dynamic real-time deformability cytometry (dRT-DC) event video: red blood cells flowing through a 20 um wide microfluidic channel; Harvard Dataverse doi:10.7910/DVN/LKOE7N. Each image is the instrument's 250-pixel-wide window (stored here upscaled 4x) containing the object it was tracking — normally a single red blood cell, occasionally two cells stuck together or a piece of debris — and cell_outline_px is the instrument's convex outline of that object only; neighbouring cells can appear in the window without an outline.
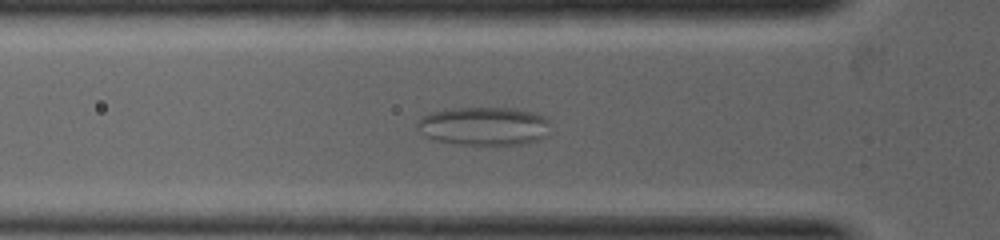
{"species": "common noctule bat (a hibernating species)", "species_latin": "Nyctalus noctula", "temperature_condition": "warm", "stored_images_in_passage": 23, "camera_frame_rate_fps": 5000, "um_per_image_px": 0.085, "animal": {"sex": "female", "body_mass_g": 19.0, "forearm_length_mm": 53.3}, "frame": {"image": 1, "passage_image": 9, "time_ms": 2.0, "image_size_px": [1000, 240], "cell_outline_px": [[548, 120], [544, 136], [528, 144], [460, 144], [432, 140], [424, 136], [416, 128], [416, 124], [424, 116], [432, 112], [444, 108], [516, 108], [536, 112], [544, 116]], "centroid_in_image_um": [41.09, 10.71], "position_along_channel_um": 84.7, "area_um2": 29.82}}
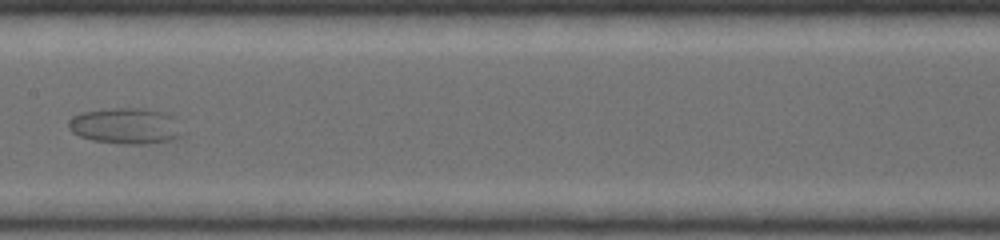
{"frame": {"image": 2, "passage_image": 14, "time_ms": 3.6, "image_size_px": [1000, 240], "cell_outline_px": [[188, 132], [172, 140], [144, 144], [128, 144], [92, 140], [80, 136], [72, 132], [68, 128], [68, 120], [72, 116], [80, 112], [112, 108], [144, 108], [164, 112], [176, 116]], "centroid_in_image_um": [10.78, 10.69], "position_along_channel_um": 196.6, "area_um2": 24.57}}
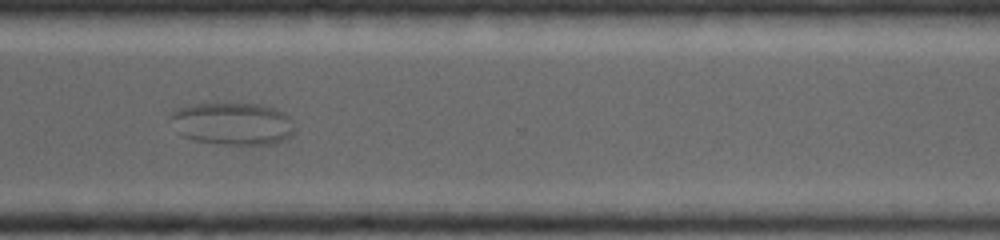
{"frame": {"image": 3, "passage_image": 22, "time_ms": 5.8, "image_size_px": [1000, 240], "cell_outline_px": [[296, 132], [292, 136], [276, 144], [224, 144], [192, 140], [184, 136], [180, 132], [172, 116], [172, 112], [176, 108], [216, 100], [256, 104], [276, 108], [284, 112], [292, 120]], "centroid_in_image_um": [19.85, 10.47], "position_along_channel_um": 350.8, "area_um2": 31.27}}